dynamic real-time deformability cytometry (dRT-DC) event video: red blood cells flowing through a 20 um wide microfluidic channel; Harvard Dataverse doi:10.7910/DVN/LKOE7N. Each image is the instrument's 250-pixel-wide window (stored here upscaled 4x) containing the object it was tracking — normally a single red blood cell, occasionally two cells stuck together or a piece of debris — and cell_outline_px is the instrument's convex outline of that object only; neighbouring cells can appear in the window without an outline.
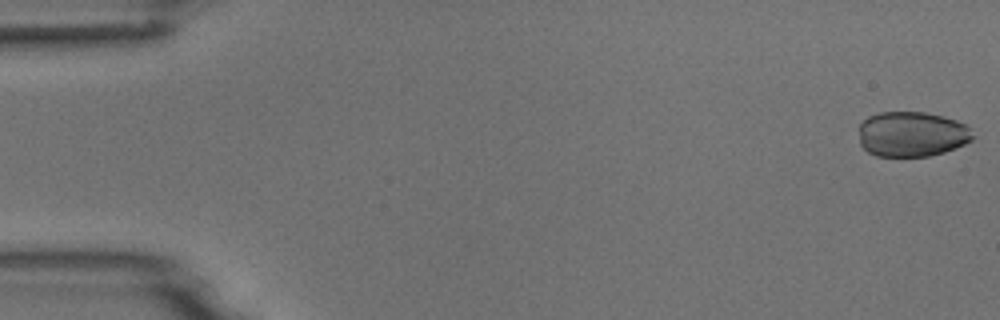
{"species": "common noctule bat (a hibernating species)", "species_latin": "Nyctalus noctula", "temperature_condition": "room temperature", "stored_images_in_passage": 5, "camera_frame_rate_fps": 3000, "um_per_image_px": 0.085, "animal": {"sex": "male", "body_mass_g": 18.8}, "frame": {"image": 1, "passage_image": 1, "time_ms": 0.0, "image_size_px": [1000, 320], "cell_outline_px": [[972, 140], [964, 144], [944, 152], [928, 156], [876, 156], [868, 152], [860, 144], [860, 124], [868, 116], [880, 112], [924, 112], [944, 116], [956, 120], [964, 124], [968, 128], [972, 136]], "centroid_in_image_um": [77.48, 11.4], "position_along_channel_um": 7.5, "area_um2": 29.82}}
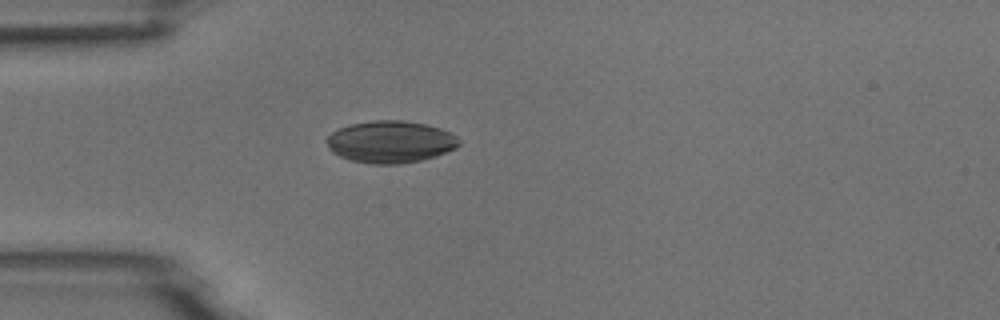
{"frame": {"image": 2, "passage_image": 5, "time_ms": 4.667, "image_size_px": [1000, 320], "cell_outline_px": [[460, 144], [456, 148], [436, 156], [424, 160], [400, 164], [372, 164], [352, 160], [340, 156], [332, 152], [328, 148], [324, 140], [332, 132], [340, 128], [352, 124], [372, 120], [400, 120], [424, 124], [440, 128], [452, 132], [460, 140]], "centroid_in_image_um": [33.2, 12.06], "position_along_channel_um": 51.8, "area_um2": 32.6}}